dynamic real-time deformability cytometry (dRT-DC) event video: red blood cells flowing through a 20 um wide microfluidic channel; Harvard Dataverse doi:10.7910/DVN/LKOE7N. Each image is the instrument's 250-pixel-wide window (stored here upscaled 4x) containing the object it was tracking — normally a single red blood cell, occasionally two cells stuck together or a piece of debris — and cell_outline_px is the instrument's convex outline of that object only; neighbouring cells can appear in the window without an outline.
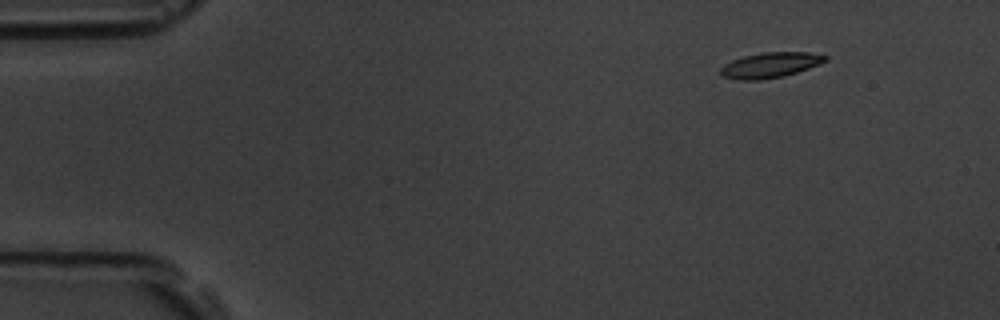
{"species": "common noctule bat (a hibernating species)", "species_latin": "Nyctalus noctula", "temperature_condition": "room temperature", "stored_images_in_passage": 7, "camera_frame_rate_fps": 3000, "um_per_image_px": 0.085, "animal": {"sex": "male", "body_mass_g": 19.5, "forearm_length_mm": 54.6}, "frame": {"image": 1, "passage_image": 7, "time_ms": 7.0, "image_size_px": [1000, 320], "cell_outline_px": [[828, 60], [820, 64], [784, 76], [760, 80], [740, 80], [720, 76], [720, 68], [724, 64], [732, 60], [744, 56], [764, 52], [808, 52], [828, 56]], "centroid_in_image_um": [65.45, 5.53], "position_along_channel_um": 19.5, "area_um2": 15.49}}